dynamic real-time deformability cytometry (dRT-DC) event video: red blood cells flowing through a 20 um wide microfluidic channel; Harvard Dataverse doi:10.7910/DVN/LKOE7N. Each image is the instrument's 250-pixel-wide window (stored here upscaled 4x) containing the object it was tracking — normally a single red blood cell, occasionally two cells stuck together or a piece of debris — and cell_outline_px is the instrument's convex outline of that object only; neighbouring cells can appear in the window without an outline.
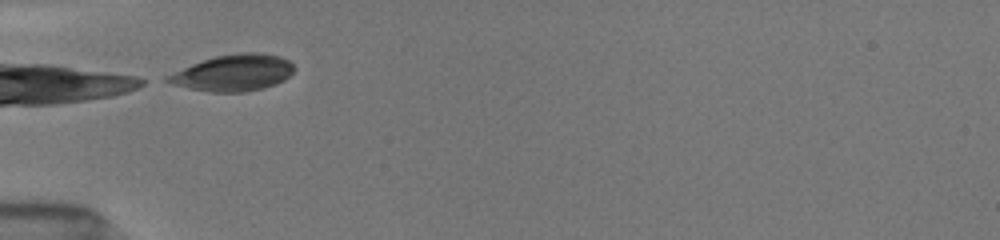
{"species": "common noctule bat (a hibernating species)", "species_latin": "Nyctalus noctula", "temperature_condition": "room temperature", "stored_images_in_passage": 43, "camera_frame_rate_fps": 3000, "um_per_image_px": 0.085, "animal": {"sex": "female", "body_mass_g": 19.5, "forearm_length_mm": 54.1}, "frame": {"image": 1, "passage_image": 1, "time_ms": 0.0, "image_size_px": [1000, 240], "cell_outline_px": [[296, 68], [284, 80], [276, 84], [264, 88], [244, 92], [208, 92], [188, 88], [172, 84], [164, 80], [164, 76], [192, 64], [216, 56], [240, 52], [260, 52], [280, 56], [288, 60]], "centroid_in_image_um": [19.83, 6.19], "position_along_channel_um": 65.2, "area_um2": 26.93}}
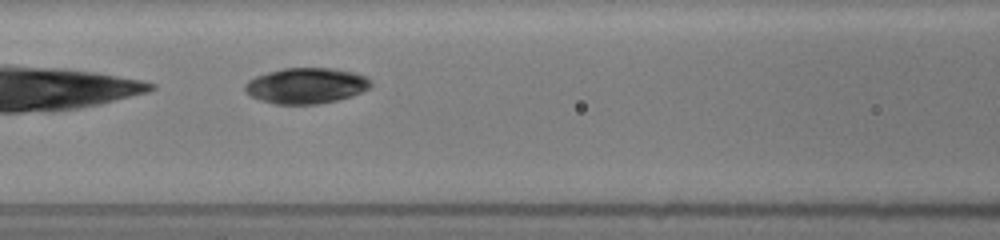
{"frame": {"image": 2, "passage_image": 9, "time_ms": 2.0, "image_size_px": [1000, 240], "cell_outline_px": [[372, 84], [368, 88], [352, 96], [336, 100], [316, 104], [276, 104], [260, 100], [252, 96], [244, 88], [244, 84], [248, 80], [256, 76], [268, 72], [284, 68], [332, 68], [352, 72], [364, 76], [372, 80]], "centroid_in_image_um": [26.02, 7.28], "position_along_channel_um": 140.6, "area_um2": 26.01}}
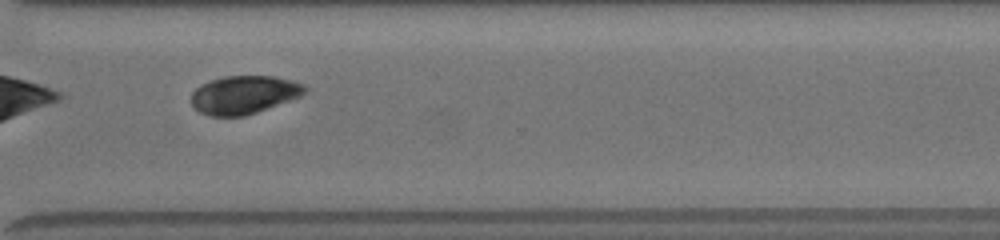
{"frame": {"image": 3, "passage_image": 29, "time_ms": 7.333, "image_size_px": [1000, 240], "cell_outline_px": [[308, 92], [300, 96], [256, 112], [244, 116], [212, 116], [200, 112], [192, 104], [192, 92], [200, 84], [224, 76], [272, 76], [292, 80], [304, 84], [308, 88]], "centroid_in_image_um": [20.76, 8.04], "position_along_channel_um": 349.8, "area_um2": 25.14}, "authors_computed_cell_mechanics": {"area_um2": 25.8944, "velocity_mm_per_s": 3.9313, "shape_relaxation_time_tau1_ms": 3.1779, "shape_relaxation_time_tau2_ms": 8.3323, "deformation_change_tau1": 0.0821, "deformation_change_tau2": 0.0865}}